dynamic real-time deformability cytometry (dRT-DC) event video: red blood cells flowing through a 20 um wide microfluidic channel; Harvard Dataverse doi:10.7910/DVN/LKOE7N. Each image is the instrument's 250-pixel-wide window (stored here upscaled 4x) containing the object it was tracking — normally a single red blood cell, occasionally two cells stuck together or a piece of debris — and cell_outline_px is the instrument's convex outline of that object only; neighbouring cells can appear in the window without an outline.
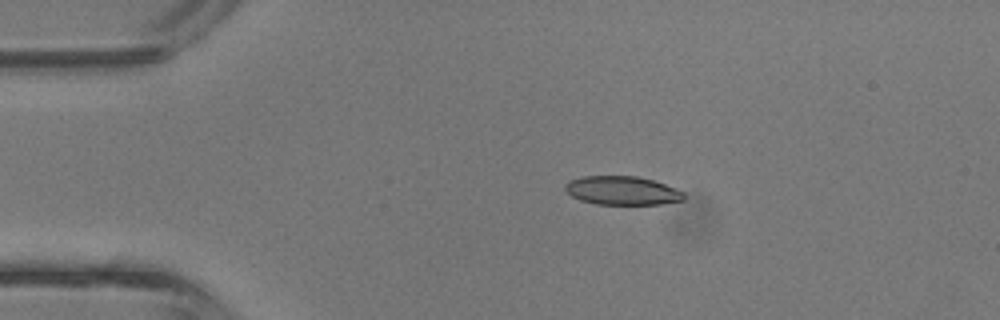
{"species": "common noctule bat (a hibernating species)", "species_latin": "Nyctalus noctula", "temperature_condition": "room temperature", "stored_images_in_passage": 37, "camera_frame_rate_fps": 3000, "um_per_image_px": 0.085, "animal": {"sex": "male", "body_mass_g": 13.3}, "frame": {"image": 1, "passage_image": 8, "time_ms": 2.333, "image_size_px": [1000, 320], "cell_outline_px": [[684, 200], [660, 204], [596, 204], [580, 200], [572, 196], [564, 188], [564, 184], [572, 180], [584, 176], [636, 176], [652, 180], [676, 188], [684, 192]], "centroid_in_image_um": [52.89, 16.2], "position_along_channel_um": 32.1, "area_um2": 19.71}}
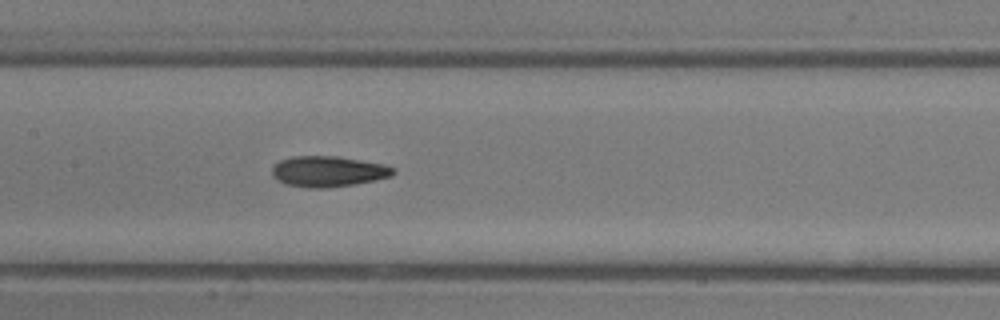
{"frame": {"image": 2, "passage_image": 20, "time_ms": 6.333, "image_size_px": [1000, 320], "cell_outline_px": [[396, 172], [392, 176], [352, 184], [324, 188], [308, 188], [284, 184], [276, 180], [272, 176], [272, 168], [280, 160], [292, 156], [340, 156], [384, 164], [392, 168]], "centroid_in_image_um": [27.85, 14.56], "position_along_channel_um": 179.5, "area_um2": 21.68}}
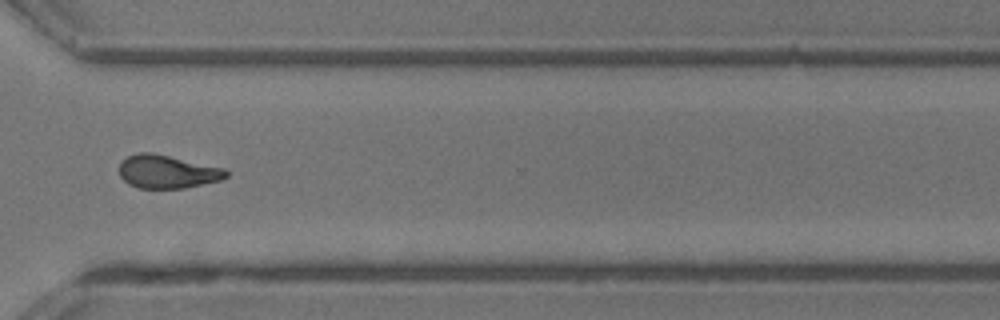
{"frame": {"image": 3, "passage_image": 31, "time_ms": 10.0, "image_size_px": [1000, 320], "cell_outline_px": [[228, 176], [220, 180], [184, 188], [136, 188], [128, 184], [120, 176], [120, 160], [128, 156], [140, 152], [152, 152], [224, 168], [228, 172]], "centroid_in_image_um": [14.19, 14.59], "position_along_channel_um": 356.4, "area_um2": 20.69}, "authors_computed_cell_mechanics": {"area_um2": 20.9236, "velocity_mm_per_s": 4.8411, "shape_relaxation_time_tau1_ms": 5.7777, "shape_relaxation_time_tau2_ms": 2.852, "deformation_change_tau1": 0.1699, "deformation_change_tau2": 0.0977}}